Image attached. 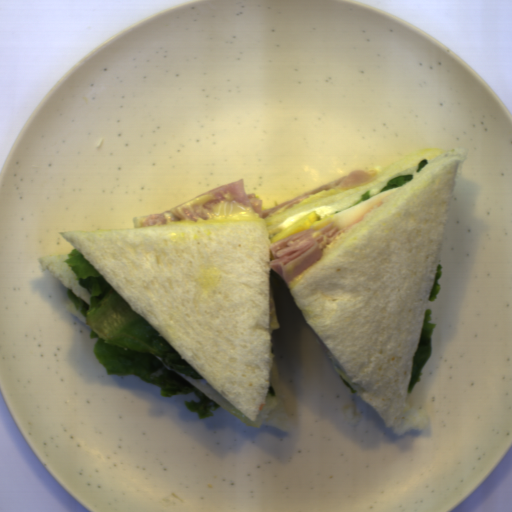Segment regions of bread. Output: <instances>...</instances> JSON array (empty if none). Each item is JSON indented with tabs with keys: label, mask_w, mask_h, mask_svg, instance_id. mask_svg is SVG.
Returning a JSON list of instances; mask_svg holds the SVG:
<instances>
[{
	"label": "bread",
	"mask_w": 512,
	"mask_h": 512,
	"mask_svg": "<svg viewBox=\"0 0 512 512\" xmlns=\"http://www.w3.org/2000/svg\"><path fill=\"white\" fill-rule=\"evenodd\" d=\"M467 156L463 148L430 149L367 182L322 191L265 218L230 201L206 220L143 227L147 215H141L134 228L60 235L203 379L155 355L169 371L243 423L293 431L296 404L272 349L271 240L290 218L318 207L338 213L367 191L375 196L393 178L412 175L286 282L333 366L358 387L385 429L402 435L429 422L422 406L409 403L408 389L455 177ZM423 159L429 163L417 173Z\"/></svg>",
	"instance_id": "obj_1"
},
{
	"label": "bread",
	"mask_w": 512,
	"mask_h": 512,
	"mask_svg": "<svg viewBox=\"0 0 512 512\" xmlns=\"http://www.w3.org/2000/svg\"><path fill=\"white\" fill-rule=\"evenodd\" d=\"M69 257V254L45 255L39 256L37 261L40 263L42 271L50 270L65 288L72 290L73 294L90 305V292L87 288L79 285L72 265L65 262Z\"/></svg>",
	"instance_id": "obj_2"
},
{
	"label": "bread",
	"mask_w": 512,
	"mask_h": 512,
	"mask_svg": "<svg viewBox=\"0 0 512 512\" xmlns=\"http://www.w3.org/2000/svg\"><path fill=\"white\" fill-rule=\"evenodd\" d=\"M65 305V308L71 312L76 318H78L79 320H81L82 322H84L86 324V319L87 317H85L76 307L75 305L73 304V302L71 300L69 301H66L64 303Z\"/></svg>",
	"instance_id": "obj_3"
}]
</instances>
